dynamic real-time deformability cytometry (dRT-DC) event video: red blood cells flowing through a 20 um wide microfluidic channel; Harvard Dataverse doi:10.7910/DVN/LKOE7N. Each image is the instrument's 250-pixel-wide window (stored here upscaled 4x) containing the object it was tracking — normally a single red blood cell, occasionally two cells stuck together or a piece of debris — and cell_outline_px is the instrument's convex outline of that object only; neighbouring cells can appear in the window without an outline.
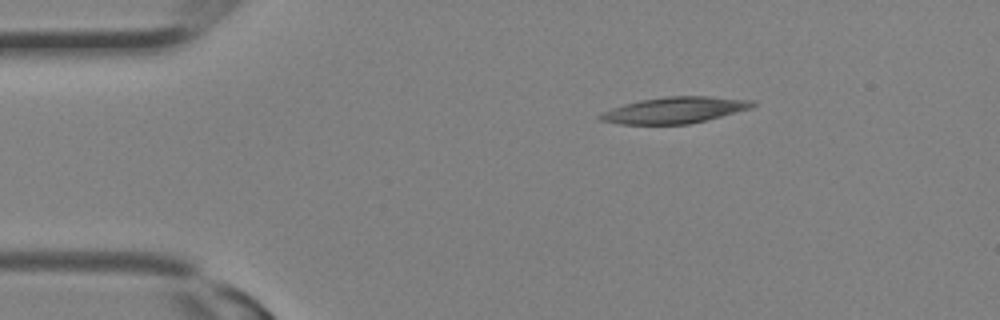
{"species": "Egyptian fruit bat (a non-hibernating species)", "species_latin": "Rousettus aegyptiacus", "temperature_condition": "room temperature", "stored_images_in_passage": 12, "camera_frame_rate_fps": 3000, "um_per_image_px": 0.085, "animal": {"sex": "female"}, "frame": {"image": 1, "passage_image": 1, "time_ms": 0.0, "image_size_px": [1000, 320], "cell_outline_px": [[756, 104], [752, 108], [688, 124], [620, 124], [600, 120], [596, 116], [612, 108], [624, 104], [640, 100], [668, 96], [708, 96], [756, 100]], "centroid_in_image_um": [57.36, 9.35], "position_along_channel_um": 27.6, "area_um2": 23.18}}
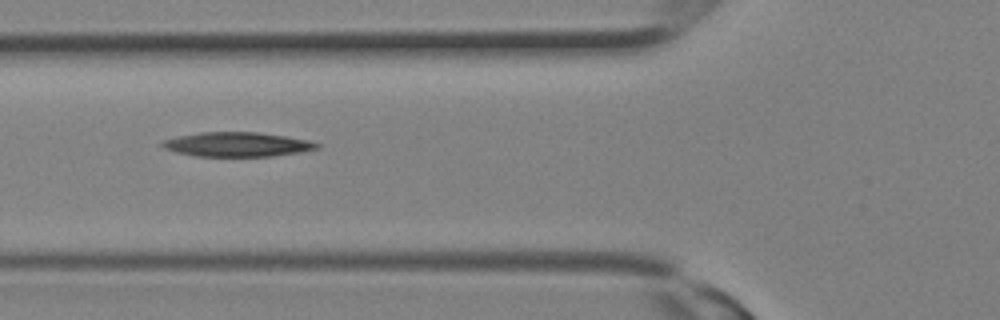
{"frame": {"image": 2, "passage_image": 7, "time_ms": 2.0, "image_size_px": [1000, 320], "cell_outline_px": [[320, 148], [300, 152], [272, 156], [196, 156], [176, 152], [164, 148], [160, 144], [160, 140], [200, 132], [256, 132], [288, 136], [308, 140], [320, 144]], "centroid_in_image_um": [20.16, 12.27], "position_along_channel_um": 105.6, "area_um2": 22.02}}
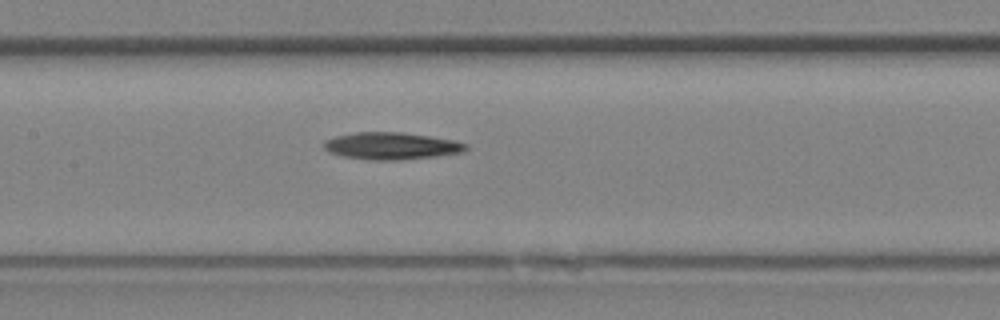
{"frame": {"image": 3, "passage_image": 10, "time_ms": 3.0, "image_size_px": [1000, 320], "cell_outline_px": [[468, 148], [460, 152], [432, 156], [400, 160], [376, 160], [344, 156], [332, 152], [324, 148], [324, 140], [336, 136], [356, 132], [400, 132], [428, 136], [452, 140], [468, 144]], "centroid_in_image_um": [33.25, 12.39], "position_along_channel_um": 174.1, "area_um2": 21.91}}